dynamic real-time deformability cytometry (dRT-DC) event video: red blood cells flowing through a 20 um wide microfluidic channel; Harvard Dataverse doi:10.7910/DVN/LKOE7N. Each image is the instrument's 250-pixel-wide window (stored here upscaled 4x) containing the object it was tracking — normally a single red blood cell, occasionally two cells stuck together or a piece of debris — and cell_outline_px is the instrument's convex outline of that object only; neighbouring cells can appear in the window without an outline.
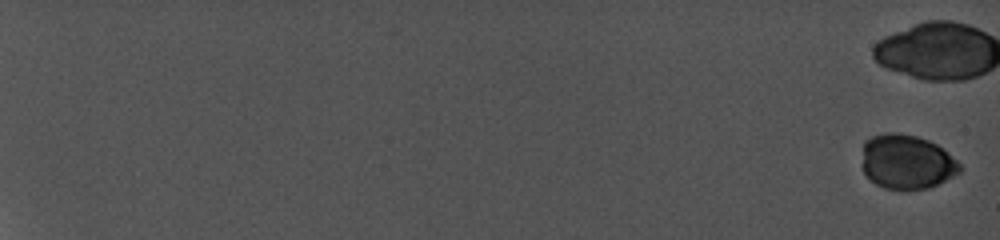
{"species": "common noctule bat (a hibernating species)", "species_latin": "Nyctalus noctula", "temperature_condition": "cold", "stored_images_in_passage": 17, "camera_frame_rate_fps": 5000, "um_per_image_px": 0.085, "animal": {"sex": "female", "body_mass_g": 19.0, "forearm_length_mm": 56.7}, "frame": {"image": 1, "passage_image": 1, "time_ms": 0.0, "image_size_px": [1000, 240], "cell_outline_px": [[960, 172], [928, 188], [884, 188], [876, 184], [864, 172], [864, 140], [872, 136], [884, 132], [896, 132], [916, 136], [928, 140], [936, 144], [956, 160], [960, 164]], "centroid_in_image_um": [77.06, 13.72], "position_along_channel_um": 7.9, "area_um2": 30.35}}